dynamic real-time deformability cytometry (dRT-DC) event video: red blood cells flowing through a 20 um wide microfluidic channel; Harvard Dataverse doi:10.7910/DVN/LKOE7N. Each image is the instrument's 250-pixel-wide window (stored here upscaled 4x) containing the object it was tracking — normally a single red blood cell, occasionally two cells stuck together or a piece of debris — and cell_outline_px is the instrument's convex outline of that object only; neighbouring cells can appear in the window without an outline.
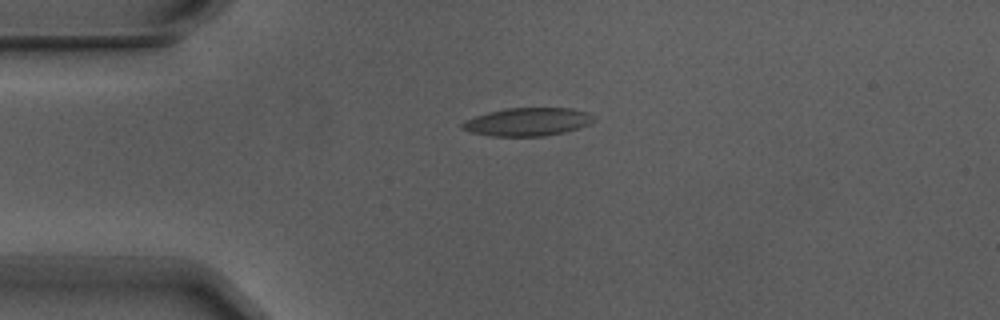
{"species": "Egyptian fruit bat (a non-hibernating species)", "species_latin": "Rousettus aegyptiacus", "temperature_condition": "warm", "stored_images_in_passage": 3, "camera_frame_rate_fps": 3000, "um_per_image_px": 0.085, "animal": {"sex": "male"}, "frame": {"image": 1, "passage_image": 3, "time_ms": 0.667, "image_size_px": [1000, 320], "cell_outline_px": [[596, 120], [588, 124], [564, 132], [544, 136], [492, 136], [468, 132], [460, 128], [460, 124], [464, 120], [488, 112], [504, 108], [572, 108], [588, 112], [596, 116]], "centroid_in_image_um": [44.82, 10.35], "position_along_channel_um": 40.2, "area_um2": 21.73}}